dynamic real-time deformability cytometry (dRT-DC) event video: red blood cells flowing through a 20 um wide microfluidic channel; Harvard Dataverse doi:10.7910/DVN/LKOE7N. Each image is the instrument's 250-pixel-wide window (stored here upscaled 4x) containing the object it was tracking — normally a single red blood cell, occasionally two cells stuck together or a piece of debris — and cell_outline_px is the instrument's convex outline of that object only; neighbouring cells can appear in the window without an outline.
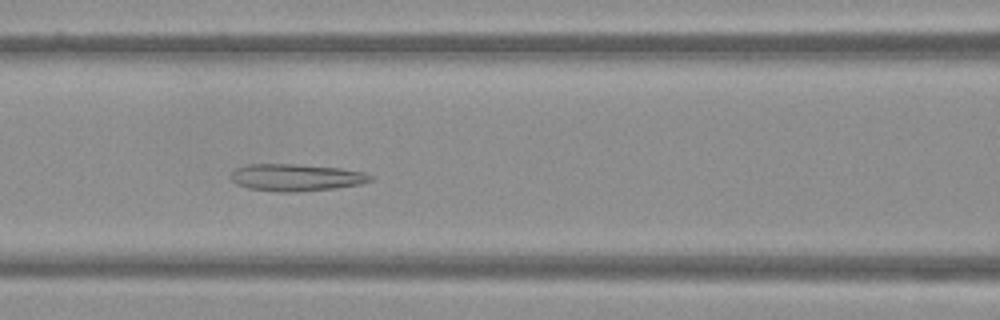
{"species": "Egyptian fruit bat (a non-hibernating species)", "species_latin": "Rousettus aegyptiacus", "temperature_condition": "warm", "stored_images_in_passage": 50, "camera_frame_rate_fps": 3000, "um_per_image_px": 0.085, "frame": {"image": 1, "passage_image": 21, "time_ms": 6.667, "image_size_px": [1000, 320], "cell_outline_px": [[372, 180], [360, 184], [336, 188], [296, 192], [280, 192], [248, 188], [236, 184], [232, 180], [232, 172], [236, 168], [248, 164], [296, 164], [340, 168], [364, 172], [372, 176]], "centroid_in_image_um": [25.17, 15.08], "position_along_channel_um": 141.4, "area_um2": 21.96}}
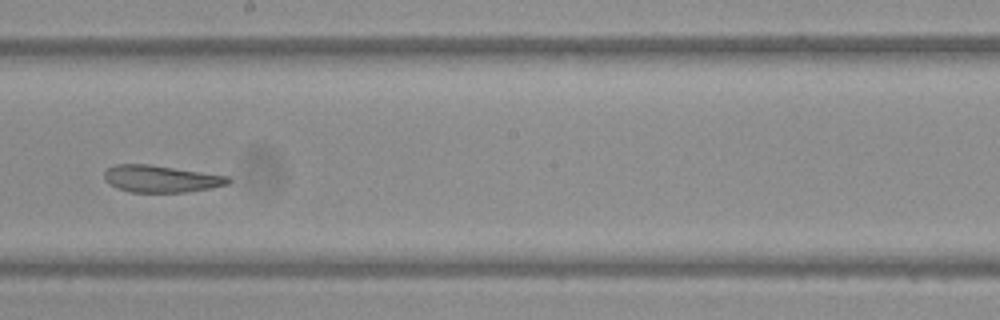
{"frame": {"image": 2, "passage_image": 28, "time_ms": 9.0, "image_size_px": [1000, 320], "cell_outline_px": [[232, 180], [228, 184], [212, 188], [188, 192], [132, 192], [108, 184], [104, 180], [104, 172], [108, 168], [116, 164], [148, 164], [228, 176]], "centroid_in_image_um": [13.68, 15.2], "position_along_channel_um": 234.5, "area_um2": 19.42}}
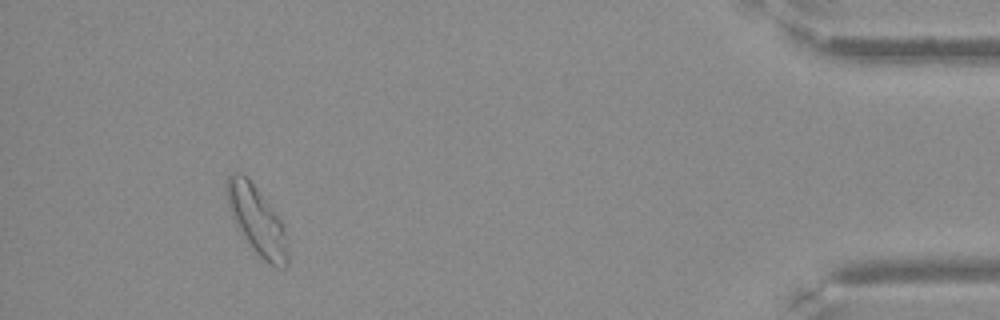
{"frame": {"image": 3, "passage_image": 46, "time_ms": 15.0, "image_size_px": [1000, 320], "cell_outline_px": [[288, 264], [284, 268], [276, 268], [268, 264], [244, 240], [228, 208], [228, 176], [232, 172], [240, 172], [256, 188], [280, 220], [284, 228], [288, 244]], "centroid_in_image_um": [21.86, 18.82], "position_along_channel_um": 413.3, "area_um2": 23.7}}